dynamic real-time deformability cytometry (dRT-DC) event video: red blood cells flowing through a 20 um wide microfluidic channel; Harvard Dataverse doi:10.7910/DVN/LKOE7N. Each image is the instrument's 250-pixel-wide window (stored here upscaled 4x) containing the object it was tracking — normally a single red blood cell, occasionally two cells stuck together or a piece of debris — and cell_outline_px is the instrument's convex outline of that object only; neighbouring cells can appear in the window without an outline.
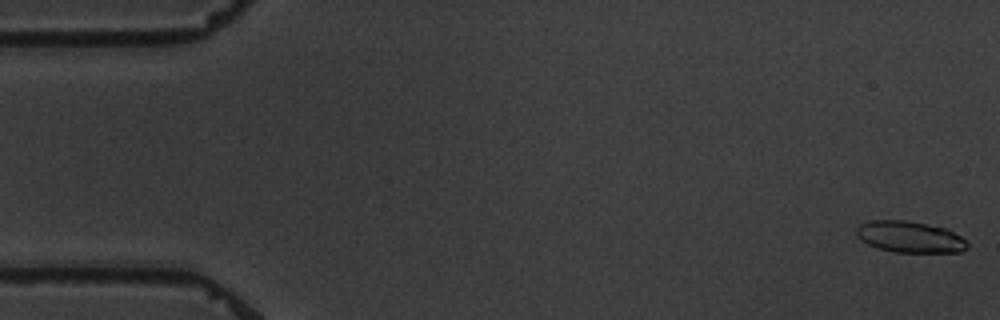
{"species": "common noctule bat (a hibernating species)", "species_latin": "Nyctalus noctula", "temperature_condition": "warm", "stored_images_in_passage": 6, "camera_frame_rate_fps": 3000, "um_per_image_px": 0.085, "animal": {"sex": "male", "body_mass_g": 19.5, "forearm_length_mm": 54.6}, "frame": {"image": 1, "passage_image": 1, "time_ms": 0.0, "image_size_px": [1000, 320], "cell_outline_px": [[968, 248], [960, 252], [892, 252], [876, 248], [860, 240], [856, 232], [856, 228], [860, 224], [872, 220], [904, 220], [948, 228], [960, 236], [968, 244]], "centroid_in_image_um": [77.33, 20.14], "position_along_channel_um": 7.7, "area_um2": 20.35}}